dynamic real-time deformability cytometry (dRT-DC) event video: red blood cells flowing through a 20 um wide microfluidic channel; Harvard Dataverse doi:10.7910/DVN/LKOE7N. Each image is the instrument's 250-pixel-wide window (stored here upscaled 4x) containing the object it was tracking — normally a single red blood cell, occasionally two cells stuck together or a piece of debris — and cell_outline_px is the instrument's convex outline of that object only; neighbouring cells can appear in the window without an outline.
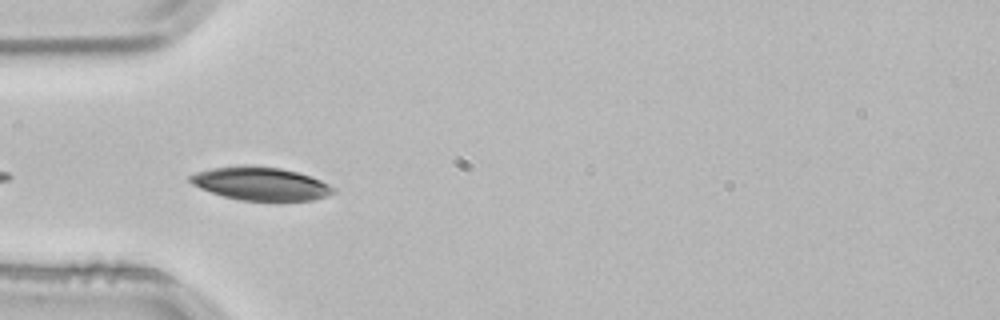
{"species": "common noctule bat (a hibernating species)", "species_latin": "Nyctalus noctula", "temperature_condition": "room temperature", "stored_images_in_passage": 3, "camera_frame_rate_fps": 3000, "um_per_image_px": 0.085, "animal": {"sex": "male", "body_mass_g": 21.5, "forearm_length_mm": 52.0}, "frame": {"image": 1, "passage_image": 3, "time_ms": 0.667, "image_size_px": [1000, 320], "cell_outline_px": [[336, 192], [312, 200], [240, 200], [224, 196], [200, 188], [192, 184], [188, 180], [188, 176], [196, 172], [212, 168], [244, 164], [248, 164], [280, 168], [312, 176], [336, 188]], "centroid_in_image_um": [22.13, 15.59], "position_along_channel_um": 62.9, "area_um2": 27.69}}